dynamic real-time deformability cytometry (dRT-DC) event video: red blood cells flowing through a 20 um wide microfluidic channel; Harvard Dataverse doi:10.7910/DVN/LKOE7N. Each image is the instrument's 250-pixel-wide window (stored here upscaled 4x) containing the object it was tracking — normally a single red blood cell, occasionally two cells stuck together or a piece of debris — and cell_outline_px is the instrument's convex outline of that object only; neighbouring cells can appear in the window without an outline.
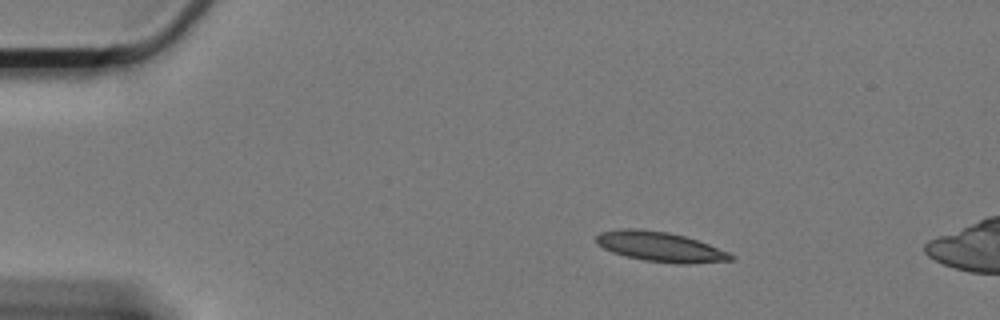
{"species": "Egyptian fruit bat (a non-hibernating species)", "species_latin": "Rousettus aegyptiacus", "temperature_condition": "cold", "stored_images_in_passage": 52, "segment_of_instrument_passage": [1, 2], "camera_frame_rate_fps": 3000, "um_per_image_px": 0.085, "animal": {"sex": "female"}, "frame": {"image": 1, "passage_image": 1, "time_ms": 0.0, "image_size_px": [1000, 320], "cell_outline_px": [[736, 256], [732, 260], [688, 264], [676, 264], [644, 260], [624, 256], [612, 252], [596, 244], [596, 236], [600, 232], [624, 228], [636, 228], [668, 232], [684, 236], [708, 244], [728, 252]], "centroid_in_image_um": [56.1, 20.98], "position_along_channel_um": 28.9, "area_um2": 23.41}}
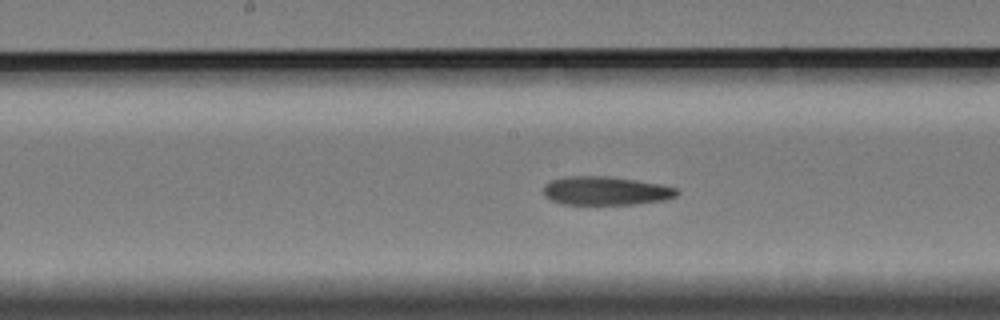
{"frame": {"image": 2, "passage_image": 22, "time_ms": 7.0, "image_size_px": [1000, 320], "cell_outline_px": [[680, 192], [676, 196], [664, 200], [636, 204], [564, 204], [552, 200], [544, 196], [544, 184], [552, 180], [568, 176], [604, 176], [632, 180], [656, 184], [676, 188]], "centroid_in_image_um": [51.46, 16.23], "position_along_channel_um": 196.7, "area_um2": 21.91}}
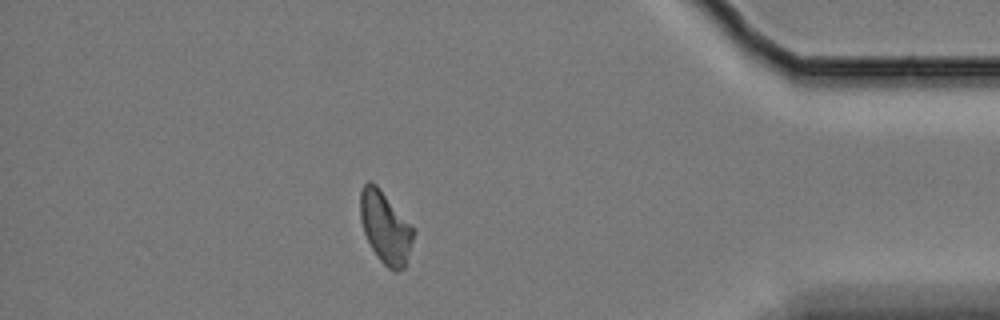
{"frame": {"image": 3, "passage_image": 44, "time_ms": 14.333, "image_size_px": [1000, 320], "cell_outline_px": [[416, 232], [404, 268], [396, 272], [392, 272], [376, 256], [364, 232], [360, 220], [360, 192], [364, 184], [368, 180], [376, 184]], "centroid_in_image_um": [32.74, 19.36], "position_along_channel_um": 402.5, "area_um2": 22.02}}